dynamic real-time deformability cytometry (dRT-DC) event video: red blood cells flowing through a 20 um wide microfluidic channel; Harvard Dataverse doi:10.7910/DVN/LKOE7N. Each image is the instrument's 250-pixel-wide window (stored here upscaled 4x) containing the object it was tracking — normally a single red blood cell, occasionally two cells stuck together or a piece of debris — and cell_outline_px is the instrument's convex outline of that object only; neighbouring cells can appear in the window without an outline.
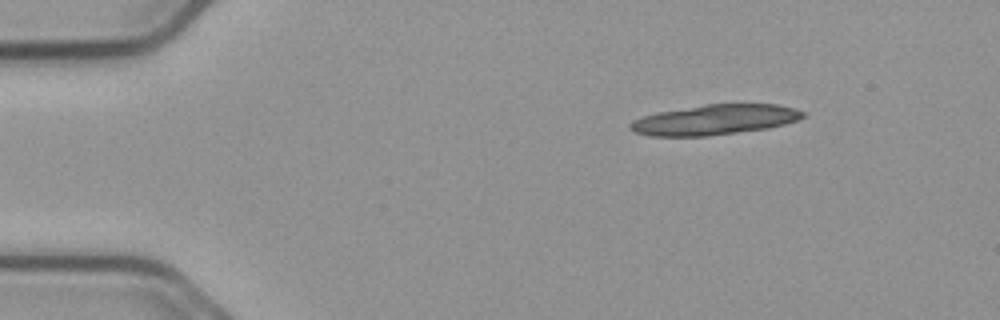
{"species": "common noctule bat (a hibernating species)", "species_latin": "Nyctalus noctula", "temperature_condition": "cold", "stored_images_in_passage": 16, "camera_frame_rate_fps": 3000, "um_per_image_px": 0.085, "animal": {"sex": "male", "body_mass_g": 23.1, "forearm_length_mm": 52.7}, "frame": {"image": 1, "passage_image": 2, "time_ms": 0.333, "image_size_px": [1000, 320], "cell_outline_px": [[804, 116], [796, 120], [784, 124], [768, 128], [704, 136], [652, 136], [636, 132], [628, 128], [628, 124], [632, 120], [644, 116], [660, 112], [704, 104], [776, 104], [792, 108], [804, 112]], "centroid_in_image_um": [60.72, 10.17], "position_along_channel_um": 24.3, "area_um2": 29.94}}